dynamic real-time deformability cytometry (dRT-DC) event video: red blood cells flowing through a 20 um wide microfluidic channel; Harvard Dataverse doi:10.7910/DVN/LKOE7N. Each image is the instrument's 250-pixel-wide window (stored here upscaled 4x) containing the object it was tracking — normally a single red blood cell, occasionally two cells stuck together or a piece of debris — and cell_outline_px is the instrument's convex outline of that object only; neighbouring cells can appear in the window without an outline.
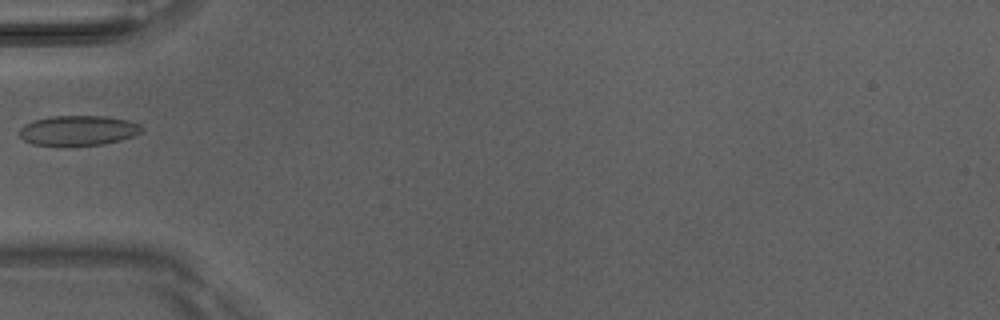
{"species": "Egyptian fruit bat (a non-hibernating species)", "species_latin": "Rousettus aegyptiacus", "temperature_condition": "room temperature", "stored_images_in_passage": 5, "camera_frame_rate_fps": 3000, "um_per_image_px": 0.085, "animal": {"sex": "male"}, "frame": {"image": 1, "passage_image": 4, "time_ms": 1.0, "image_size_px": [1000, 320], "cell_outline_px": [[144, 128], [140, 132], [132, 136], [120, 140], [104, 144], [68, 148], [32, 144], [24, 140], [20, 136], [20, 128], [24, 124], [36, 120], [52, 116], [108, 116], [128, 120], [140, 124]], "centroid_in_image_um": [6.64, 11.12], "position_along_channel_um": 78.4, "area_um2": 21.96}}